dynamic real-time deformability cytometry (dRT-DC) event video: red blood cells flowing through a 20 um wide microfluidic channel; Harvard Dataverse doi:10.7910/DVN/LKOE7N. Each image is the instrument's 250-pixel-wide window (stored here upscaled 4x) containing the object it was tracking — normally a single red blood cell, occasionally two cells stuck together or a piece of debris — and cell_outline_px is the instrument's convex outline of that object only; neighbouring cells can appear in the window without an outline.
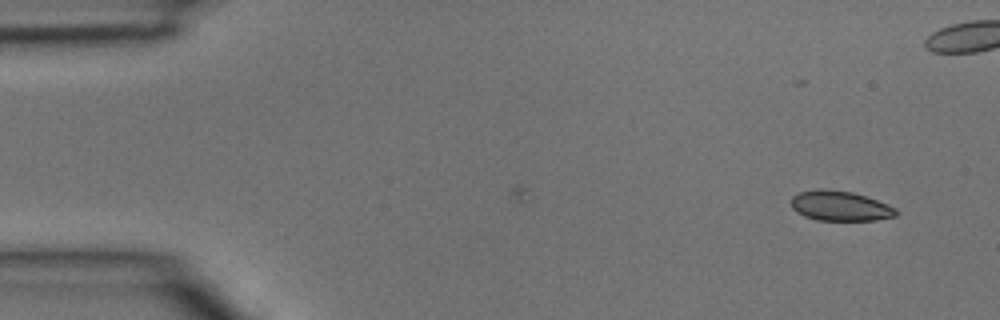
{"species": "common noctule bat (a hibernating species)", "species_latin": "Nyctalus noctula", "temperature_condition": "room temperature", "stored_images_in_passage": 2, "camera_frame_rate_fps": 3000, "um_per_image_px": 0.085, "animal": {"sex": "male", "body_mass_g": 15.6}, "frame": {"image": 1, "passage_image": 2, "time_ms": 0.333, "image_size_px": [1000, 320], "cell_outline_px": [[900, 212], [896, 216], [876, 220], [816, 220], [804, 216], [796, 212], [792, 208], [792, 196], [800, 192], [820, 188], [852, 192], [876, 200], [896, 208]], "centroid_in_image_um": [71.41, 17.51], "position_along_channel_um": 13.6, "area_um2": 18.26}}